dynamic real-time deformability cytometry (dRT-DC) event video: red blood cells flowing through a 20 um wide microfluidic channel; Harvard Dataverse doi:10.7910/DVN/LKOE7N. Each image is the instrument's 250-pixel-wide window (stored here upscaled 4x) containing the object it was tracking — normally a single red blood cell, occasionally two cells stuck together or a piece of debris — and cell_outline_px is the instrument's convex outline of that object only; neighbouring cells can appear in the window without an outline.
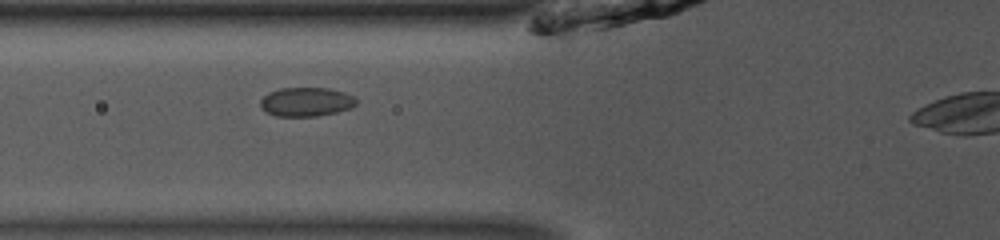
{"species": "common noctule bat (a hibernating species)", "species_latin": "Nyctalus noctula", "temperature_condition": "room temperature", "stored_images_in_passage": 33, "camera_frame_rate_fps": 3000, "um_per_image_px": 0.085, "animal": {"sex": "male", "body_mass_g": 13.0, "forearm_length_mm": 53.1}, "frame": {"image": 1, "passage_image": 5, "time_ms": 1.333, "image_size_px": [1000, 240], "cell_outline_px": [[356, 104], [352, 108], [336, 112], [316, 116], [276, 116], [260, 108], [260, 100], [268, 92], [280, 88], [328, 88], [344, 92], [352, 96], [356, 100]], "centroid_in_image_um": [26.01, 8.65], "position_along_channel_um": 99.8, "area_um2": 16.18}}
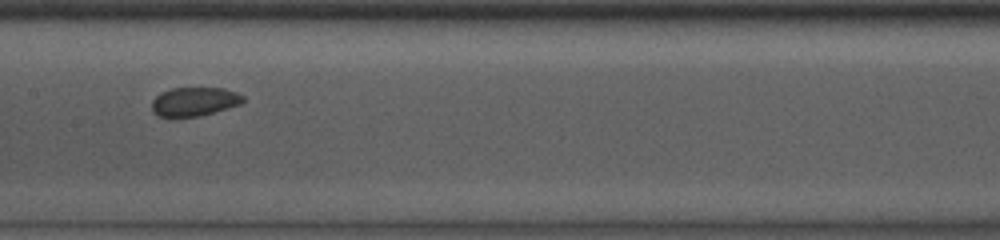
{"frame": {"image": 2, "passage_image": 12, "time_ms": 3.667, "image_size_px": [1000, 240], "cell_outline_px": [[244, 100], [240, 104], [200, 116], [168, 120], [156, 116], [152, 112], [152, 100], [160, 92], [172, 88], [224, 88], [236, 92], [244, 96]], "centroid_in_image_um": [16.43, 8.68], "position_along_channel_um": 191.0, "area_um2": 15.9}}
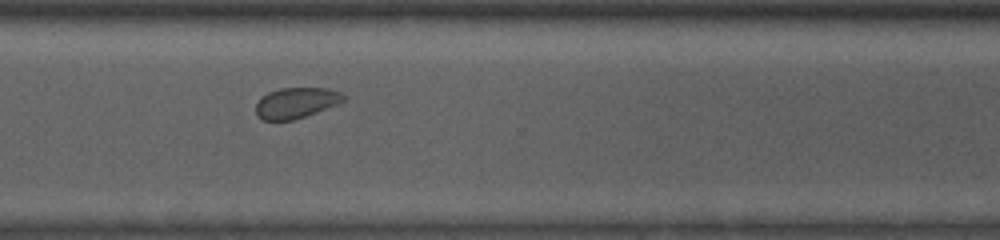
{"frame": {"image": 3, "passage_image": 24, "time_ms": 7.667, "image_size_px": [1000, 240], "cell_outline_px": [[348, 96], [344, 100], [336, 104], [316, 112], [292, 120], [264, 120], [256, 116], [256, 104], [268, 92], [280, 88], [328, 88], [340, 92]], "centroid_in_image_um": [25.18, 8.73], "position_along_channel_um": 345.4, "area_um2": 15.49}}